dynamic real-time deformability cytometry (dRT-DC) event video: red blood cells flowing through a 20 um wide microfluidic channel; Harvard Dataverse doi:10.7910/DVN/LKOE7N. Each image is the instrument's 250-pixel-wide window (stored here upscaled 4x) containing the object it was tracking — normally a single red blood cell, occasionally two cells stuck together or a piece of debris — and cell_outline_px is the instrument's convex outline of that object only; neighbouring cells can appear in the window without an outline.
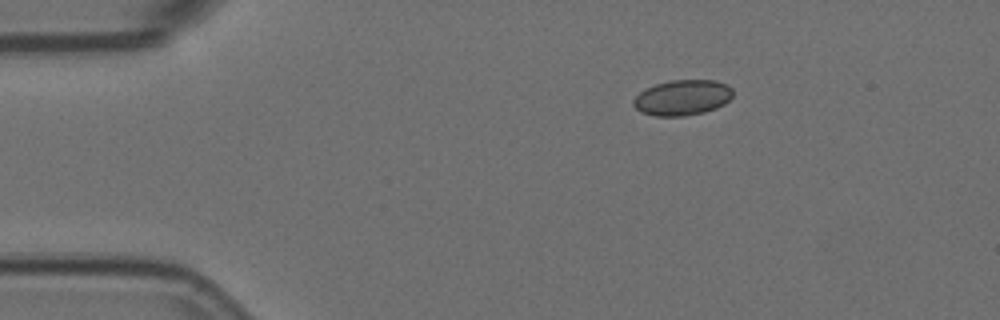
{"species": "Egyptian fruit bat (a non-hibernating species)", "species_latin": "Rousettus aegyptiacus", "temperature_condition": "room temperature", "stored_images_in_passage": 3, "camera_frame_rate_fps": 3000, "um_per_image_px": 0.085, "animal": {"sex": "female"}, "frame": {"image": 1, "passage_image": 1, "time_ms": 0.0, "image_size_px": [1000, 320], "cell_outline_px": [[732, 96], [724, 104], [716, 108], [704, 112], [684, 116], [652, 116], [640, 112], [632, 104], [632, 100], [640, 92], [656, 84], [672, 80], [716, 80], [728, 84], [732, 88]], "centroid_in_image_um": [58.01, 8.3], "position_along_channel_um": 27.0, "area_um2": 20.63}}